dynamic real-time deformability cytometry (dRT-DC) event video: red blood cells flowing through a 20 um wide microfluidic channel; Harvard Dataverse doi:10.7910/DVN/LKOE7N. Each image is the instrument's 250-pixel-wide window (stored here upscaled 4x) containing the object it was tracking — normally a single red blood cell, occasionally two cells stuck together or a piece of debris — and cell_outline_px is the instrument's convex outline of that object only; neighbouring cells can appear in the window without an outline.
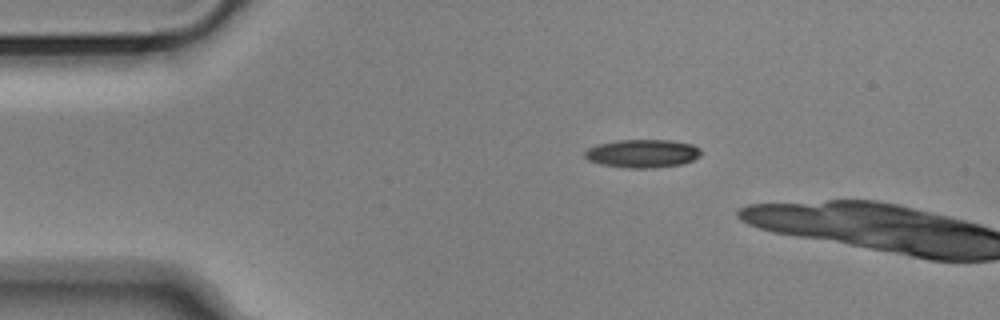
{"species": "Egyptian fruit bat (a non-hibernating species)", "species_latin": "Rousettus aegyptiacus", "temperature_condition": "cold", "stored_images_in_passage": 3, "camera_frame_rate_fps": 3000, "um_per_image_px": 0.085, "animal": {"sex": "male"}, "frame": {"image": 1, "passage_image": 1, "time_ms": 0.0, "image_size_px": [1000, 320], "cell_outline_px": [[700, 156], [692, 160], [680, 164], [652, 168], [628, 168], [604, 164], [588, 160], [584, 156], [584, 152], [588, 148], [600, 144], [616, 140], [668, 140], [692, 144], [700, 148]], "centroid_in_image_um": [54.61, 13.04], "position_along_channel_um": 30.4, "area_um2": 18.9}}